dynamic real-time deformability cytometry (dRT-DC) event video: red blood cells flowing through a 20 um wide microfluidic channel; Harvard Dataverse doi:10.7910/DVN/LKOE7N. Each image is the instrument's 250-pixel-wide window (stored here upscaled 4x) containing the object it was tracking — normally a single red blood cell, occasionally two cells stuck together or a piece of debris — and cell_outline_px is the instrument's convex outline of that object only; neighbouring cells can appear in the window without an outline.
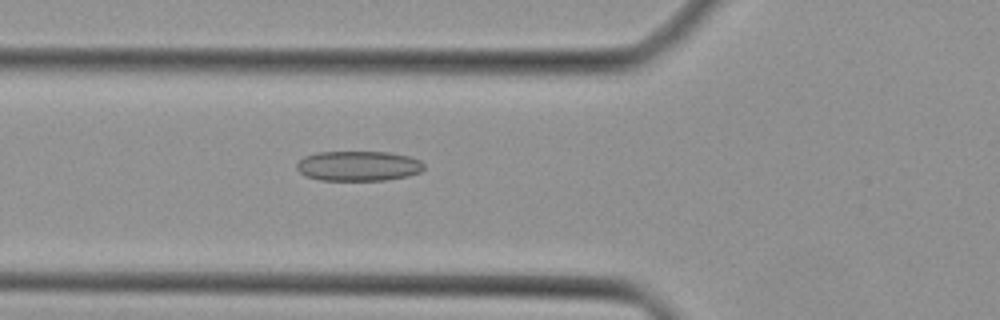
{"species": "Egyptian fruit bat (a non-hibernating species)", "species_latin": "Rousettus aegyptiacus", "temperature_condition": "cold", "stored_images_in_passage": 41, "camera_frame_rate_fps": 3000, "um_per_image_px": 0.085, "animal": {"sex": "female"}, "frame": {"image": 1, "passage_image": 13, "time_ms": 4.0, "image_size_px": [1000, 320], "cell_outline_px": [[424, 168], [420, 172], [408, 176], [384, 180], [320, 180], [304, 176], [296, 168], [296, 164], [304, 156], [316, 152], [388, 152], [408, 156], [420, 160], [424, 164]], "centroid_in_image_um": [30.44, 14.1], "position_along_channel_um": 95.4, "area_um2": 22.31}}
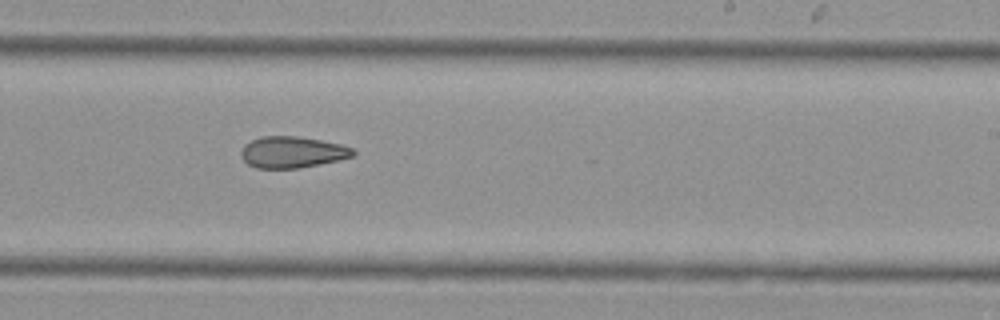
{"frame": {"image": 2, "passage_image": 24, "time_ms": 7.667, "image_size_px": [1000, 320], "cell_outline_px": [[356, 152], [352, 156], [340, 160], [296, 168], [256, 168], [248, 164], [240, 156], [240, 152], [244, 144], [260, 136], [296, 136], [320, 140], [340, 144], [352, 148]], "centroid_in_image_um": [24.81, 12.93], "position_along_channel_um": 264.2, "area_um2": 20.4}}
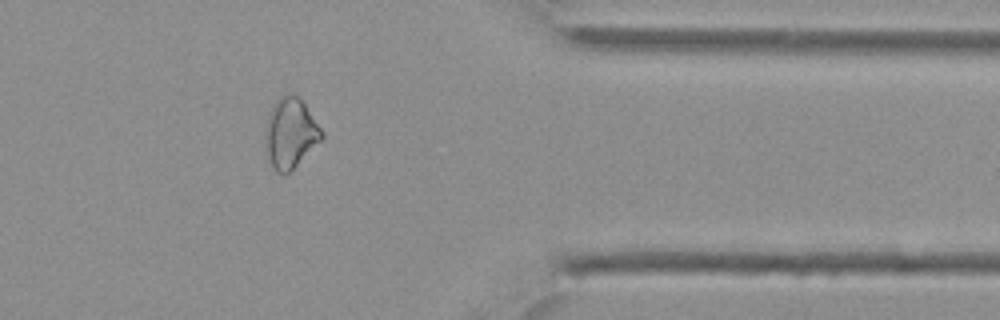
{"frame": {"image": 3, "passage_image": 33, "time_ms": 10.667, "image_size_px": [1000, 320], "cell_outline_px": [[324, 136], [284, 176], [276, 172], [268, 156], [268, 116], [272, 104], [276, 100], [288, 92], [292, 92], [304, 104], [324, 132]], "centroid_in_image_um": [24.71, 11.28], "position_along_channel_um": 386.7, "area_um2": 21.96}}